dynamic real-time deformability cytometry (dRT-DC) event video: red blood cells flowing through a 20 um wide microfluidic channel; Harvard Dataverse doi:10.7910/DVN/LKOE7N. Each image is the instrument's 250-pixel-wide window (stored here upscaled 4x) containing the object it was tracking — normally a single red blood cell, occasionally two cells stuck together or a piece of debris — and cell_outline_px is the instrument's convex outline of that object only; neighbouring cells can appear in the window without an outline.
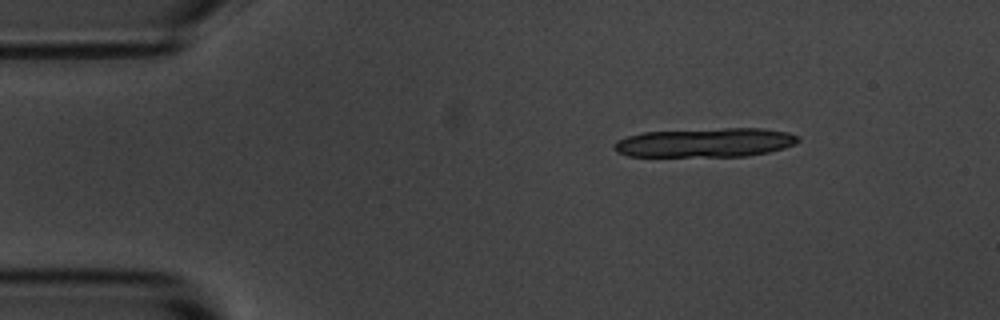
{"species": "common noctule bat (a hibernating species)", "species_latin": "Nyctalus noctula", "temperature_condition": "room temperature", "stored_images_in_passage": 3, "camera_frame_rate_fps": 3000, "um_per_image_px": 0.085, "animal": {"sex": "male", "body_mass_g": 20.1, "forearm_length_mm": 53.5}, "frame": {"image": 1, "passage_image": 1, "time_ms": 0.0, "image_size_px": [1000, 320], "cell_outline_px": [[800, 140], [796, 144], [784, 148], [768, 152], [748, 156], [628, 156], [616, 152], [612, 148], [612, 144], [616, 140], [628, 136], [644, 132], [724, 128], [764, 128], [788, 132], [800, 136]], "centroid_in_image_um": [59.97, 12.12], "position_along_channel_um": 25.0, "area_um2": 31.44}}